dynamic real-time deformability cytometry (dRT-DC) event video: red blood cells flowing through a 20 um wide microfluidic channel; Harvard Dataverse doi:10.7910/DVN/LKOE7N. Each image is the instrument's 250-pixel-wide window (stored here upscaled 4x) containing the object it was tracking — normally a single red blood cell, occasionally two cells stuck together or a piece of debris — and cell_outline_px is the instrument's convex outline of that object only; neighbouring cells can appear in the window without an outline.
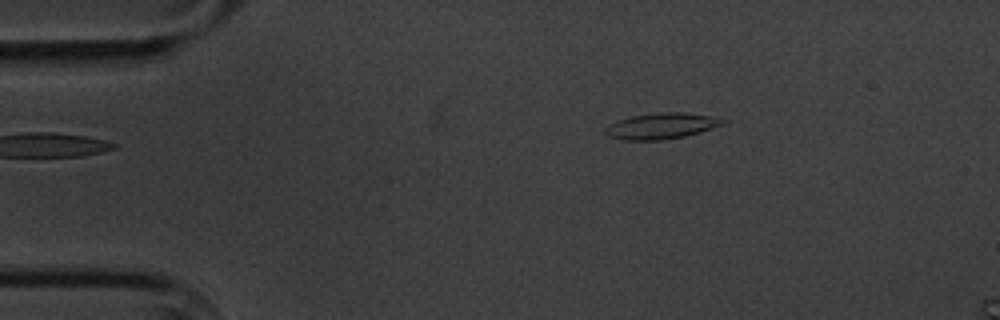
{"species": "common noctule bat (a hibernating species)", "species_latin": "Nyctalus noctula", "temperature_condition": "cold", "stored_images_in_passage": 4, "camera_frame_rate_fps": 3000, "um_per_image_px": 0.085, "animal": {"sex": "male", "body_mass_g": 20.1, "forearm_length_mm": 53.5}, "frame": {"image": 1, "passage_image": 1, "time_ms": 0.0, "image_size_px": [1000, 320], "cell_outline_px": [[732, 120], [724, 124], [712, 128], [684, 136], [660, 140], [624, 140], [608, 136], [604, 132], [604, 128], [620, 120], [632, 116], [664, 112], [680, 112], [708, 116]], "centroid_in_image_um": [56.24, 10.71], "position_along_channel_um": 28.8, "area_um2": 17.46}}